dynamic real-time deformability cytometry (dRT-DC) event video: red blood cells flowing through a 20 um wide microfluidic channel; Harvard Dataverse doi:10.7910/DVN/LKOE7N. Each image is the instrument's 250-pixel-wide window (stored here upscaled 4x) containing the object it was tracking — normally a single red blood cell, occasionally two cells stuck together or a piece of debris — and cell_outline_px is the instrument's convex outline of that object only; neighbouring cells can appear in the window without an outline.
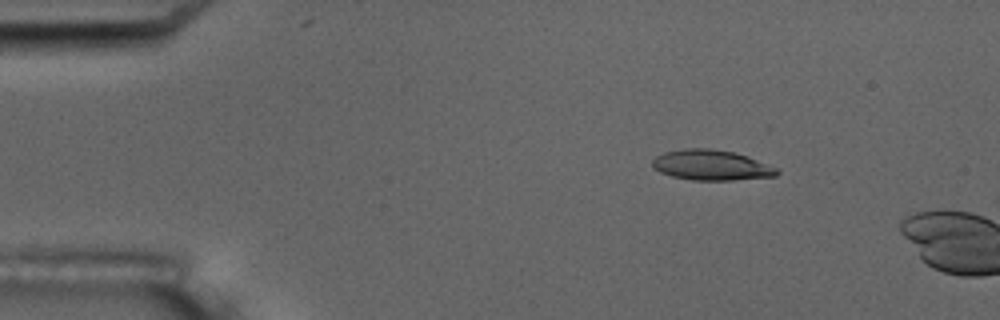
{"species": "common noctule bat (a hibernating species)", "species_latin": "Nyctalus noctula", "temperature_condition": "room temperature", "stored_images_in_passage": 5, "camera_frame_rate_fps": 3000, "um_per_image_px": 0.085, "animal": {"sex": "male", "body_mass_g": 17.5, "forearm_length_mm": 52.3}, "frame": {"image": 1, "passage_image": 3, "time_ms": 2.333, "image_size_px": [1000, 320], "cell_outline_px": [[780, 172], [776, 176], [732, 180], [692, 180], [672, 176], [660, 172], [652, 164], [652, 160], [656, 156], [664, 152], [684, 148], [708, 148], [732, 152], [748, 156], [776, 168]], "centroid_in_image_um": [60.45, 14.03], "position_along_channel_um": 24.5, "area_um2": 21.85}}